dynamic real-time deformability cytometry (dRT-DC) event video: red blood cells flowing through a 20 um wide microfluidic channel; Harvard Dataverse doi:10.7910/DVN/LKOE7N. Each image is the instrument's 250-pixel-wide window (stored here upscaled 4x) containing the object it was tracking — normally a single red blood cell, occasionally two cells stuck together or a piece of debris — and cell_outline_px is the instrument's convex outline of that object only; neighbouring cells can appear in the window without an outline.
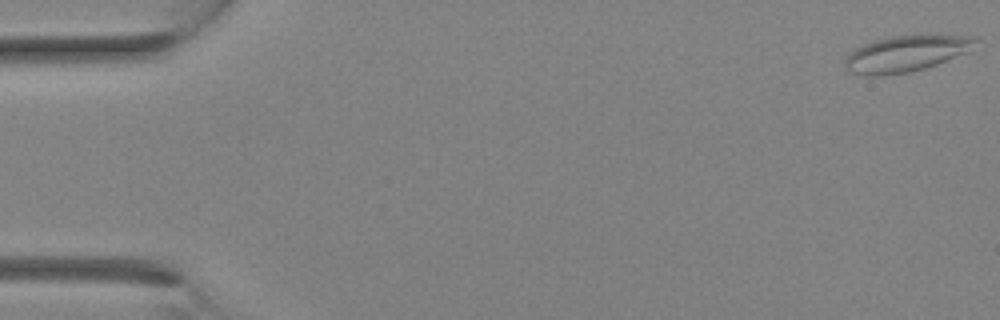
{"species": "Egyptian fruit bat (a non-hibernating species)", "species_latin": "Rousettus aegyptiacus", "temperature_condition": "room temperature", "stored_images_in_passage": 30, "camera_frame_rate_fps": 3000, "um_per_image_px": 0.085, "animal": {"sex": "female"}, "frame": {"image": 1, "passage_image": 1, "time_ms": 0.0, "image_size_px": [1000, 320], "cell_outline_px": [[980, 40], [968, 52], [936, 64], [924, 68], [908, 72], [884, 76], [864, 76], [848, 72], [844, 68], [844, 60], [848, 52], [864, 44], [876, 40], [892, 36], [936, 32], [976, 36]], "centroid_in_image_um": [77.06, 4.52], "position_along_channel_um": 7.9, "area_um2": 28.67}}
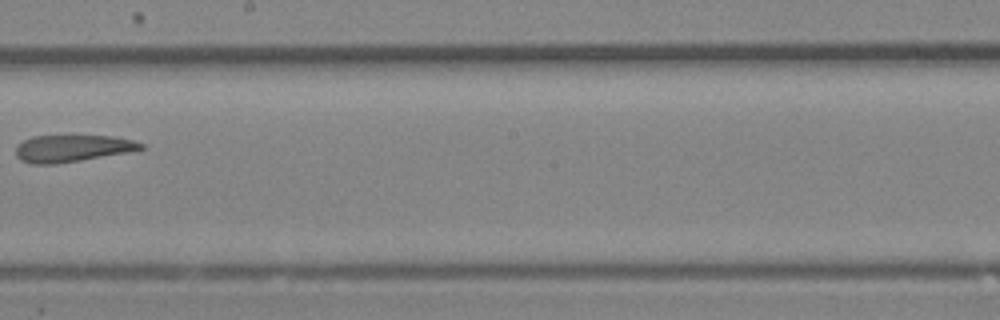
{"frame": {"image": 2, "passage_image": 18, "time_ms": 5.667, "image_size_px": [1000, 320], "cell_outline_px": [[144, 148], [128, 152], [56, 164], [32, 164], [20, 160], [16, 156], [16, 148], [24, 140], [32, 136], [112, 136], [132, 140], [144, 144]], "centroid_in_image_um": [6.12, 12.61], "position_along_channel_um": 242.1, "area_um2": 19.42}}
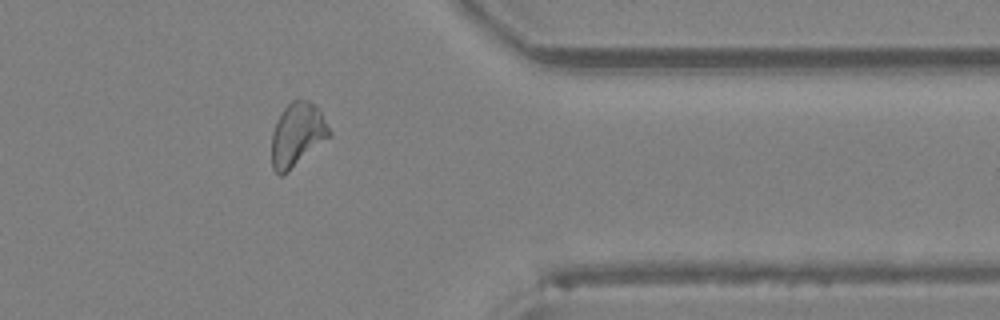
{"frame": {"image": 3, "passage_image": 25, "time_ms": 8.0, "image_size_px": [1000, 320], "cell_outline_px": [[332, 136], [284, 176], [280, 176], [272, 168], [272, 132], [276, 120], [284, 108], [292, 100], [308, 100], [316, 104], [332, 132]], "centroid_in_image_um": [25.28, 11.47], "position_along_channel_um": 386.1, "area_um2": 21.79}}